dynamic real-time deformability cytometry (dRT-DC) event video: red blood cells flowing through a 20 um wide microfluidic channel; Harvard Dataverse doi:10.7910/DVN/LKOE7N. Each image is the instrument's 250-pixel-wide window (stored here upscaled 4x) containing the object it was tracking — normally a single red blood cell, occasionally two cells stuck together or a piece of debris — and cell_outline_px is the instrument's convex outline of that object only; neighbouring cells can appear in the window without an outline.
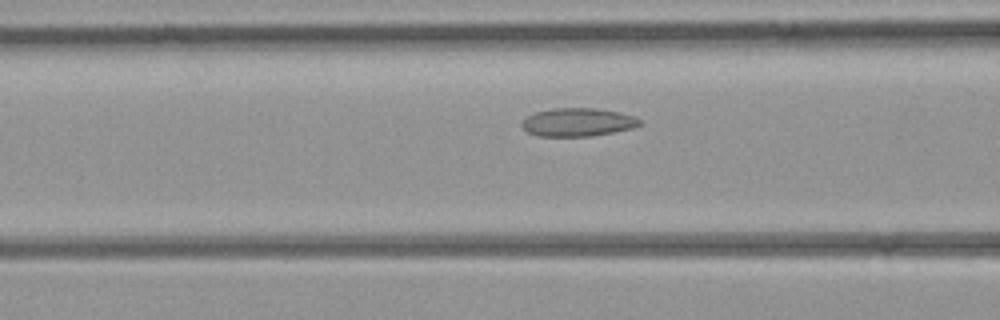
{"species": "common noctule bat (a hibernating species)", "species_latin": "Nyctalus noctula", "temperature_condition": "room temperature", "stored_images_in_passage": 35, "camera_frame_rate_fps": 3000, "um_per_image_px": 0.085, "animal": {"sex": "female", "body_mass_g": 21.9}, "frame": {"image": 1, "passage_image": 11, "time_ms": 3.333, "image_size_px": [1000, 320], "cell_outline_px": [[644, 124], [632, 128], [592, 136], [536, 136], [528, 132], [520, 124], [528, 116], [536, 112], [552, 108], [600, 108], [620, 112], [636, 116], [644, 120]], "centroid_in_image_um": [49.18, 10.38], "position_along_channel_um": 117.4, "area_um2": 19.65}}
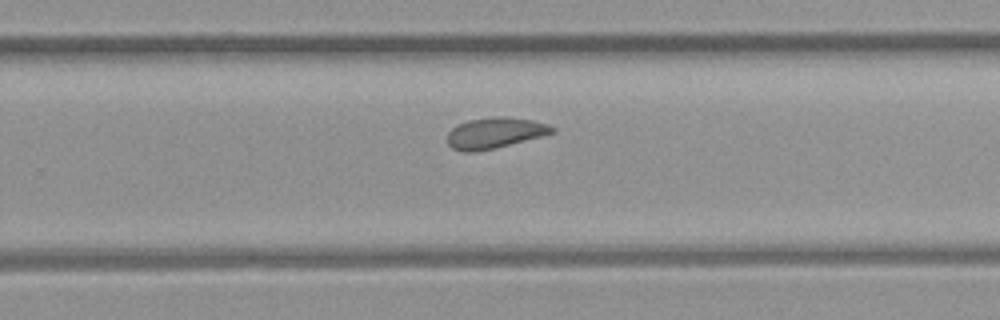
{"frame": {"image": 2, "passage_image": 22, "time_ms": 7.0, "image_size_px": [1000, 320], "cell_outline_px": [[556, 132], [496, 148], [476, 152], [460, 152], [452, 148], [448, 144], [448, 132], [456, 124], [468, 120], [492, 116], [500, 116], [532, 120], [548, 124], [556, 128]], "centroid_in_image_um": [42.04, 11.3], "position_along_channel_um": 287.8, "area_um2": 19.02}}
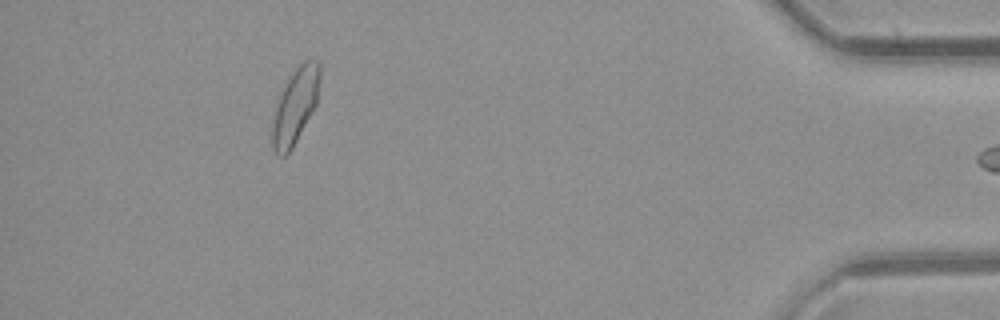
{"frame": {"image": 3, "passage_image": 34, "time_ms": 11.0, "image_size_px": [1000, 320], "cell_outline_px": [[320, 76], [316, 104], [312, 112], [292, 148], [284, 156], [280, 156], [276, 152], [272, 144], [272, 124], [280, 92], [288, 76], [304, 60], [320, 60]], "centroid_in_image_um": [25.1, 8.95], "position_along_channel_um": 410.1, "area_um2": 20.63}}